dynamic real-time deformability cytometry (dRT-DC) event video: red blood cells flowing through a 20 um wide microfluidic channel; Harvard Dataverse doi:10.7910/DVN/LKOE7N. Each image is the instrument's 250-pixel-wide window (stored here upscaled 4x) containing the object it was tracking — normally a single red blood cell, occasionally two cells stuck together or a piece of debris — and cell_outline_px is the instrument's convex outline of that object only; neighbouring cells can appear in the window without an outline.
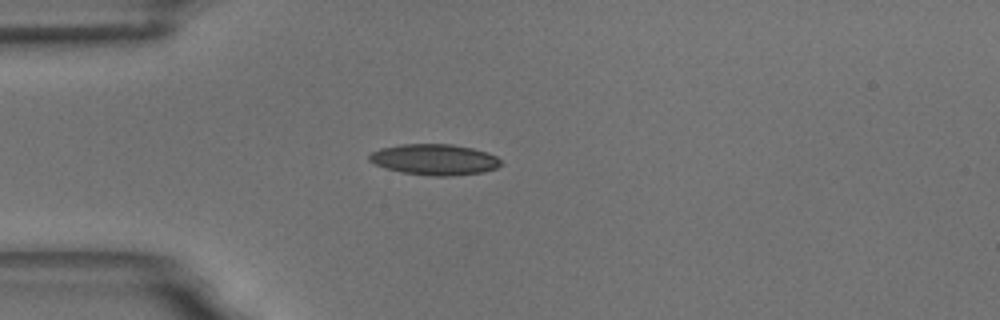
{"species": "common noctule bat (a hibernating species)", "species_latin": "Nyctalus noctula", "temperature_condition": "room temperature", "stored_images_in_passage": 2, "camera_frame_rate_fps": 3000, "um_per_image_px": 0.085, "animal": {"sex": "male", "body_mass_g": 18.8}, "frame": {"image": 1, "passage_image": 2, "time_ms": 1.0, "image_size_px": [1000, 320], "cell_outline_px": [[504, 164], [496, 168], [484, 172], [452, 176], [432, 176], [400, 172], [384, 168], [368, 160], [368, 156], [372, 152], [380, 148], [400, 144], [452, 144], [472, 148], [488, 152], [496, 156]], "centroid_in_image_um": [36.94, 13.56], "position_along_channel_um": 48.1, "area_um2": 23.93}}